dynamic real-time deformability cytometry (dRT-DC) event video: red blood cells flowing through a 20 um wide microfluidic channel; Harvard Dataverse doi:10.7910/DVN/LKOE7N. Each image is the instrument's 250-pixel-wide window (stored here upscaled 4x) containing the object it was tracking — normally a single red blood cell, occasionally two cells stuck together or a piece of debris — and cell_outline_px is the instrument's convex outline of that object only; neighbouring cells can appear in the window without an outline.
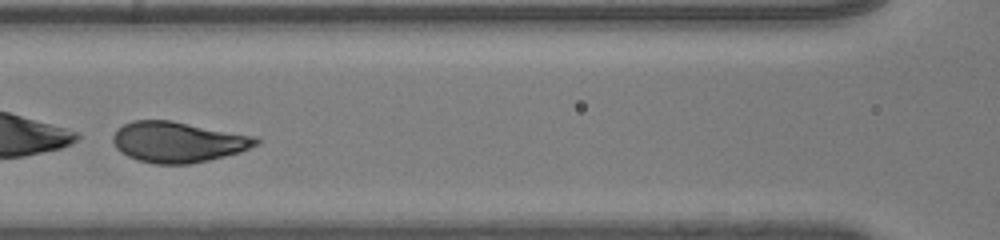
{"species": "human", "species_latin": "Homo sapiens", "temperature_condition": "room temperature", "stored_images_in_passage": 34, "segment_of_instrument_passage": [2, 2], "camera_frame_rate_fps": 3000, "um_per_image_px": 0.085, "donor": {"sex": "male"}, "frame": {"image": 1, "passage_image": 14, "time_ms": 4.333, "image_size_px": [1000, 240], "cell_outline_px": [[260, 144], [240, 152], [208, 160], [188, 164], [152, 164], [136, 160], [120, 152], [116, 148], [112, 140], [112, 136], [116, 128], [132, 120], [172, 120], [260, 136]], "centroid_in_image_um": [15.15, 12.06], "position_along_channel_um": 151.4, "area_um2": 34.56}}
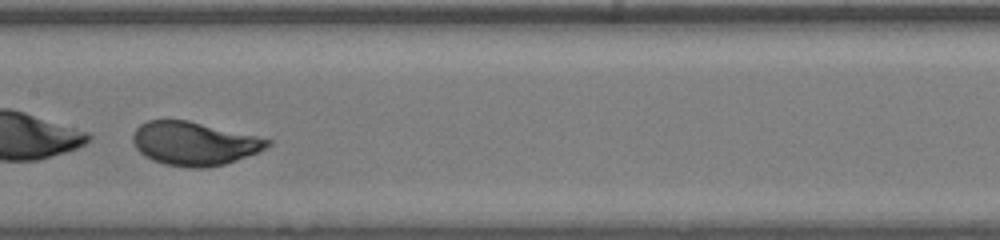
{"frame": {"image": 2, "passage_image": 17, "time_ms": 5.333, "image_size_px": [1000, 240], "cell_outline_px": [[272, 144], [256, 152], [224, 164], [208, 168], [188, 168], [164, 164], [152, 160], [144, 156], [136, 148], [132, 140], [132, 136], [136, 128], [140, 124], [148, 120], [188, 120], [256, 136], [272, 140]], "centroid_in_image_um": [16.46, 12.2], "position_along_channel_um": 190.9, "area_um2": 33.99}}
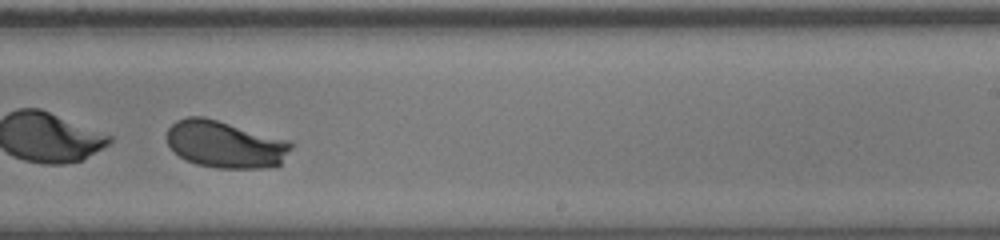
{"frame": {"image": 3, "passage_image": 23, "time_ms": 7.333, "image_size_px": [1000, 240], "cell_outline_px": [[292, 148], [280, 164], [276, 168], [216, 168], [196, 164], [184, 160], [172, 152], [164, 136], [168, 128], [176, 120], [188, 116], [204, 116], [292, 140]], "centroid_in_image_um": [19.13, 12.26], "position_along_channel_um": 269.9, "area_um2": 35.03}}